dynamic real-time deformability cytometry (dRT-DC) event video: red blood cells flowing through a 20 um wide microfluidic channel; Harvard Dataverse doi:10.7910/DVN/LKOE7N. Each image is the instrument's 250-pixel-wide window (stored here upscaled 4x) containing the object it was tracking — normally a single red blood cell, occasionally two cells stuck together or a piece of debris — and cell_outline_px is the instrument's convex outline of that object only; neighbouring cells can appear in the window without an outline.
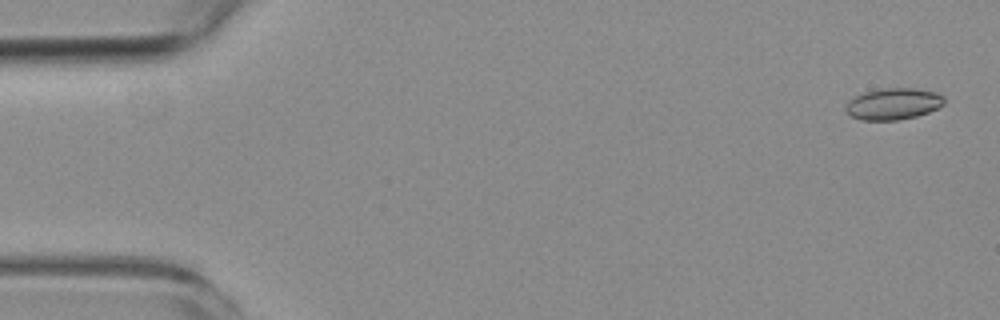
{"species": "common noctule bat (a hibernating species)", "species_latin": "Nyctalus noctula", "temperature_condition": "room temperature", "stored_images_in_passage": 5, "camera_frame_rate_fps": 3000, "um_per_image_px": 0.085, "animal": {"sex": "female", "body_mass_g": 19.3, "forearm_length_mm": 54.1}, "frame": {"image": 1, "passage_image": 1, "time_ms": 0.0, "image_size_px": [1000, 320], "cell_outline_px": [[944, 104], [928, 112], [916, 116], [896, 120], [860, 120], [852, 116], [844, 108], [848, 100], [852, 96], [864, 92], [880, 88], [912, 88], [936, 92], [944, 96]], "centroid_in_image_um": [75.89, 8.82], "position_along_channel_um": 9.1, "area_um2": 18.15}}
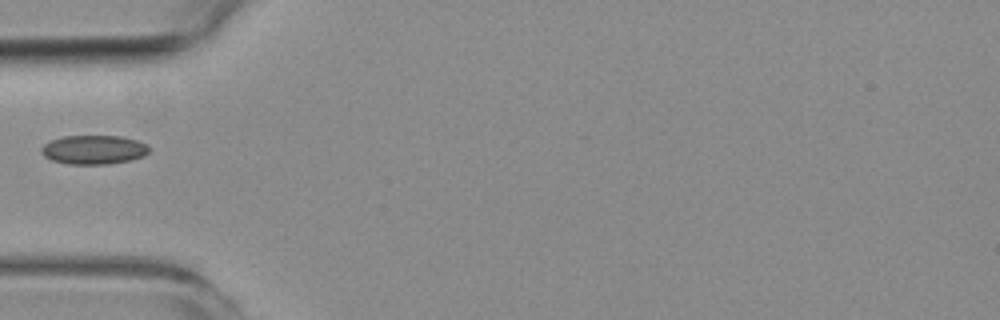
{"frame": {"image": 2, "passage_image": 5, "time_ms": 5.333, "image_size_px": [1000, 320], "cell_outline_px": [[148, 152], [144, 156], [128, 160], [108, 164], [68, 164], [52, 160], [44, 156], [40, 152], [40, 148], [44, 144], [52, 140], [64, 136], [120, 136], [136, 140], [148, 144]], "centroid_in_image_um": [7.95, 12.72], "position_along_channel_um": 77.1, "area_um2": 18.15}}